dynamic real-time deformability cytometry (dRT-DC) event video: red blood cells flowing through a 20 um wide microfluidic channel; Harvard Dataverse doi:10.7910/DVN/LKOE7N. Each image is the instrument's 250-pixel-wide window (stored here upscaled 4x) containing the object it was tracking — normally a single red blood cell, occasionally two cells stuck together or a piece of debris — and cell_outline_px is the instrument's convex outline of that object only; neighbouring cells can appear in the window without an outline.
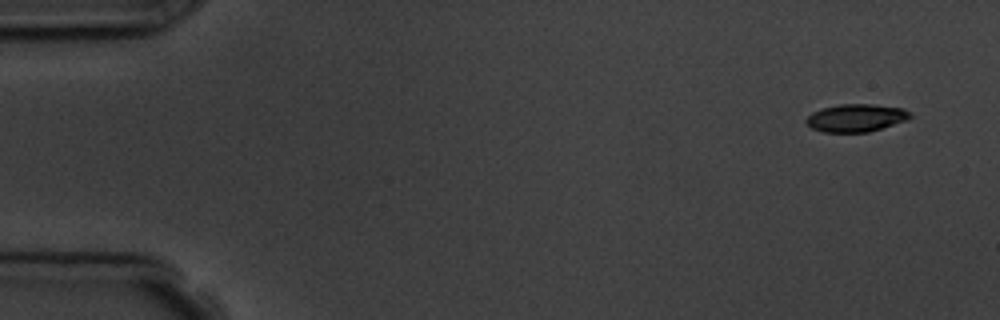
{"species": "common noctule bat (a hibernating species)", "species_latin": "Nyctalus noctula", "temperature_condition": "room temperature", "stored_images_in_passage": 6, "camera_frame_rate_fps": 3000, "um_per_image_px": 0.085, "animal": {"sex": "male", "body_mass_g": 19.5, "forearm_length_mm": 54.6}, "frame": {"image": 1, "passage_image": 1, "time_ms": 0.0, "image_size_px": [1000, 320], "cell_outline_px": [[912, 116], [904, 120], [868, 132], [824, 132], [812, 128], [804, 120], [812, 112], [824, 108], [840, 104], [872, 104], [904, 108], [912, 112]], "centroid_in_image_um": [72.76, 10.01], "position_along_channel_um": 12.2, "area_um2": 16.59}}
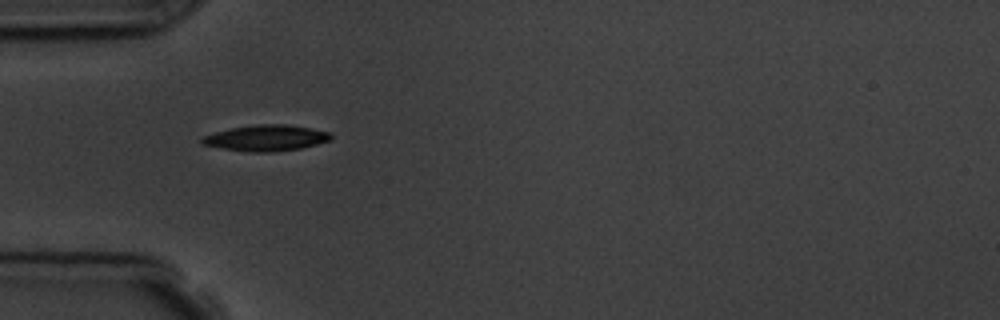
{"frame": {"image": 2, "passage_image": 5, "time_ms": 4.667, "image_size_px": [1000, 320], "cell_outline_px": [[332, 140], [300, 148], [272, 152], [248, 152], [220, 148], [200, 144], [200, 140], [204, 136], [216, 132], [232, 128], [260, 124], [288, 124], [332, 132]], "centroid_in_image_um": [22.64, 11.73], "position_along_channel_um": 62.4, "area_um2": 19.54}}